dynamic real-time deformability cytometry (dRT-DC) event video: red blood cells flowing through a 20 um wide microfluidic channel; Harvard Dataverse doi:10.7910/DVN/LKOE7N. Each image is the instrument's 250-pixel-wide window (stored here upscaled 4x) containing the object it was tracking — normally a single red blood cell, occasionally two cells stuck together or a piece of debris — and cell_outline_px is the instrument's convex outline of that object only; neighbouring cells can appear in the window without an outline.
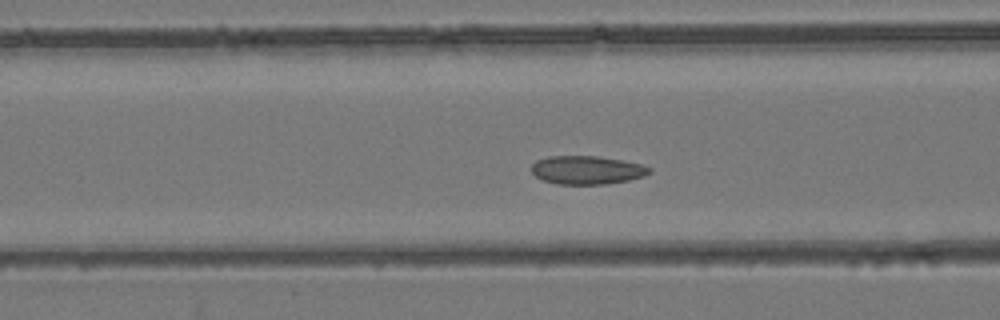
{"species": "common noctule bat (a hibernating species)", "species_latin": "Nyctalus noctula", "temperature_condition": "room temperature", "stored_images_in_passage": 45, "camera_frame_rate_fps": 3000, "um_per_image_px": 0.085, "animal": {"sex": "female", "body_mass_g": 24.6, "forearm_length_mm": 56.2}, "frame": {"image": 1, "passage_image": 17, "time_ms": 5.333, "image_size_px": [1000, 320], "cell_outline_px": [[652, 172], [644, 176], [628, 180], [604, 184], [556, 184], [544, 180], [536, 176], [532, 172], [532, 164], [536, 160], [548, 156], [596, 156], [624, 160], [640, 164], [652, 168]], "centroid_in_image_um": [49.9, 14.44], "position_along_channel_um": 116.7, "area_um2": 19.54}}
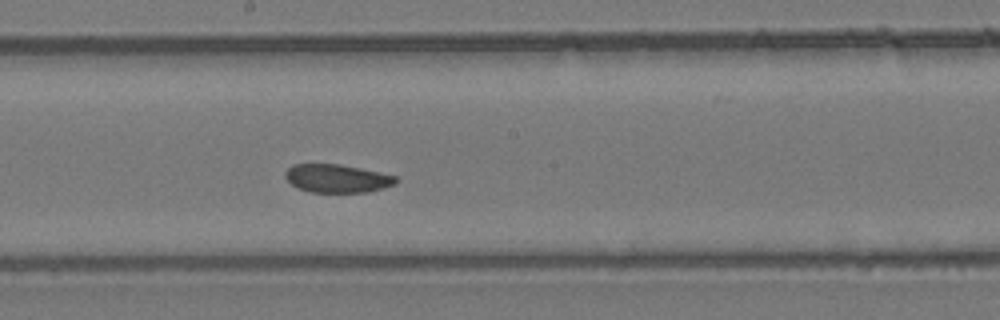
{"frame": {"image": 2, "passage_image": 25, "time_ms": 8.0, "image_size_px": [1000, 320], "cell_outline_px": [[400, 180], [396, 184], [384, 188], [368, 192], [308, 192], [296, 188], [284, 176], [284, 172], [292, 164], [340, 164], [360, 168], [396, 176]], "centroid_in_image_um": [28.65, 15.17], "position_along_channel_um": 219.6, "area_um2": 18.38}}
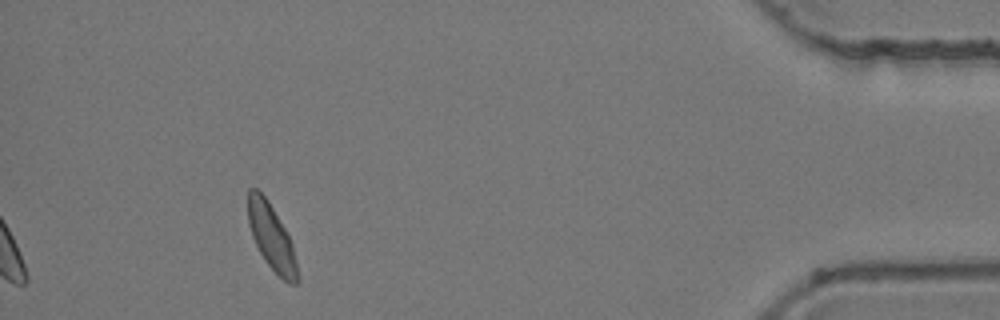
{"frame": {"image": 3, "passage_image": 45, "time_ms": 14.667, "image_size_px": [1000, 320], "cell_outline_px": [[300, 280], [296, 284], [288, 284], [264, 260], [252, 236], [248, 224], [248, 188], [256, 188], [268, 200], [288, 232], [292, 244], [296, 260]], "centroid_in_image_um": [23.09, 20.16], "position_along_channel_um": 412.1, "area_um2": 19.02}}